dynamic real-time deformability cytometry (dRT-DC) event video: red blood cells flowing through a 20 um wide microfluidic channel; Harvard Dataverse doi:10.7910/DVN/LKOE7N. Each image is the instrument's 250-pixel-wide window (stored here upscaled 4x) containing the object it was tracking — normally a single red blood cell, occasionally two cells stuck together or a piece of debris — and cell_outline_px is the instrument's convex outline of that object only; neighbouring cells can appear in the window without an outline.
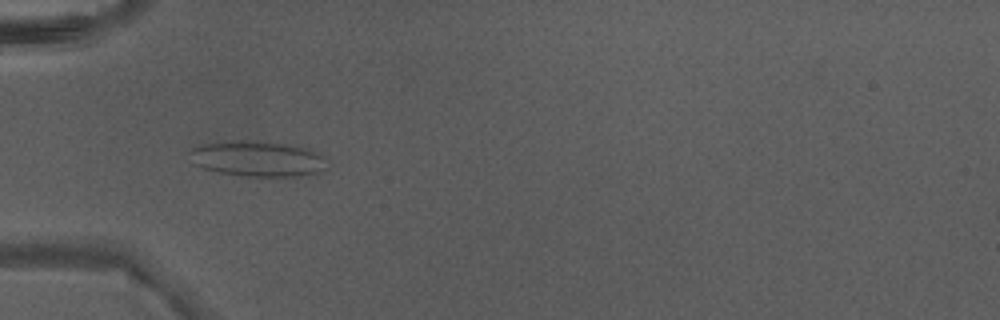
{"species": "Egyptian fruit bat (a non-hibernating species)", "species_latin": "Rousettus aegyptiacus", "temperature_condition": "warm", "stored_images_in_passage": 34, "camera_frame_rate_fps": 3000, "um_per_image_px": 0.085, "animal": {"sex": "male"}, "frame": {"image": 1, "passage_image": 3, "time_ms": 0.667, "image_size_px": [1000, 320], "cell_outline_px": [[328, 168], [324, 172], [300, 176], [240, 176], [220, 172], [204, 168], [192, 164], [192, 148], [200, 144], [232, 140], [244, 140], [284, 144], [308, 148], [324, 156]], "centroid_in_image_um": [21.94, 13.5], "position_along_channel_um": 63.1, "area_um2": 28.55}}
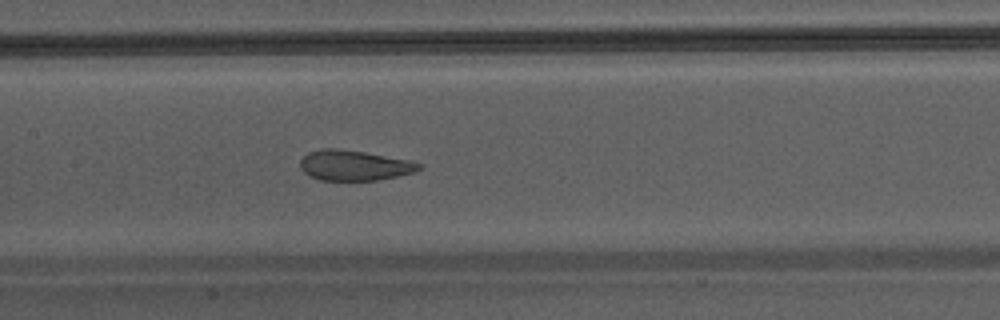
{"frame": {"image": 2, "passage_image": 11, "time_ms": 3.333, "image_size_px": [1000, 320], "cell_outline_px": [[424, 168], [416, 172], [376, 180], [320, 180], [304, 172], [300, 168], [300, 160], [308, 152], [324, 148], [336, 148], [364, 152], [412, 160], [424, 164]], "centroid_in_image_um": [30.17, 14.05], "position_along_channel_um": 177.2, "area_um2": 21.1}}
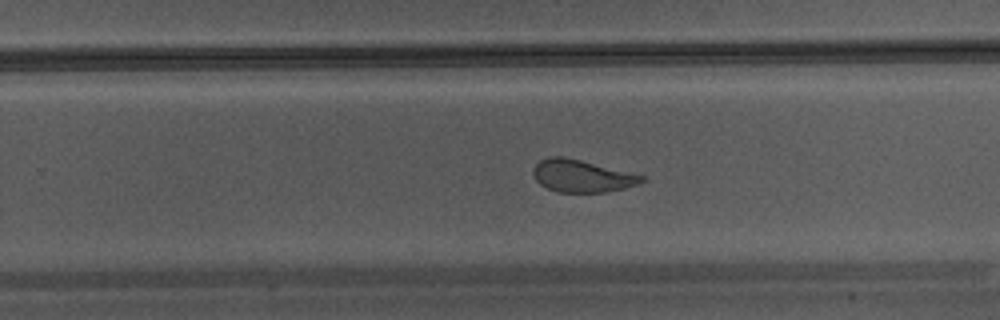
{"frame": {"image": 3, "passage_image": 18, "time_ms": 5.667, "image_size_px": [1000, 320], "cell_outline_px": [[648, 180], [624, 188], [604, 192], [556, 192], [540, 184], [532, 176], [532, 168], [540, 160], [548, 156], [564, 156], [644, 176]], "centroid_in_image_um": [49.4, 14.95], "position_along_channel_um": 280.4, "area_um2": 20.35}}